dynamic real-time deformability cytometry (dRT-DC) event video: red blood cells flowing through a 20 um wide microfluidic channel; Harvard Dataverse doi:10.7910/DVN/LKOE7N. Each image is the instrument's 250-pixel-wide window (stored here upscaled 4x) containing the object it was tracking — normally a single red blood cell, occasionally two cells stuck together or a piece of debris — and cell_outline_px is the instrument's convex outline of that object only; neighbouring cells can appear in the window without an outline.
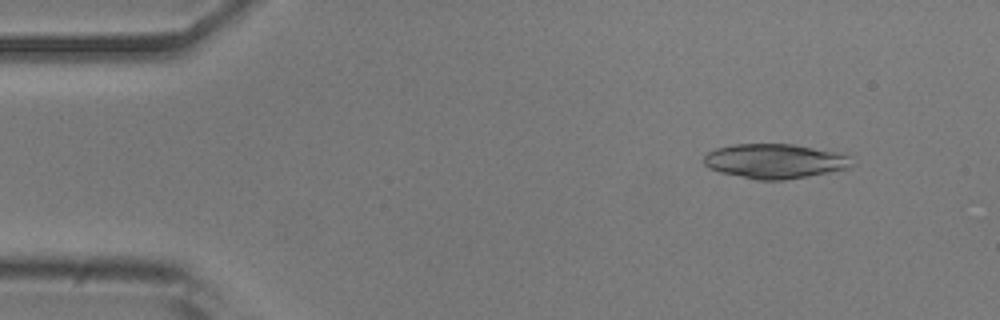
{"species": "common noctule bat (a hibernating species)", "species_latin": "Nyctalus noctula", "temperature_condition": "room temperature", "stored_images_in_passage": 23, "camera_frame_rate_fps": 3000, "um_per_image_px": 0.085, "animal": {"sex": "male", "body_mass_g": 20.5, "forearm_length_mm": 52.5}, "frame": {"image": 1, "passage_image": 4, "time_ms": 1.0, "image_size_px": [1000, 320], "cell_outline_px": [[852, 164], [848, 168], [808, 176], [784, 180], [756, 180], [720, 172], [708, 168], [704, 164], [704, 156], [708, 152], [716, 148], [736, 144], [792, 144], [836, 152], [848, 156]], "centroid_in_image_um": [65.81, 13.7], "position_along_channel_um": 19.2, "area_um2": 29.59}}